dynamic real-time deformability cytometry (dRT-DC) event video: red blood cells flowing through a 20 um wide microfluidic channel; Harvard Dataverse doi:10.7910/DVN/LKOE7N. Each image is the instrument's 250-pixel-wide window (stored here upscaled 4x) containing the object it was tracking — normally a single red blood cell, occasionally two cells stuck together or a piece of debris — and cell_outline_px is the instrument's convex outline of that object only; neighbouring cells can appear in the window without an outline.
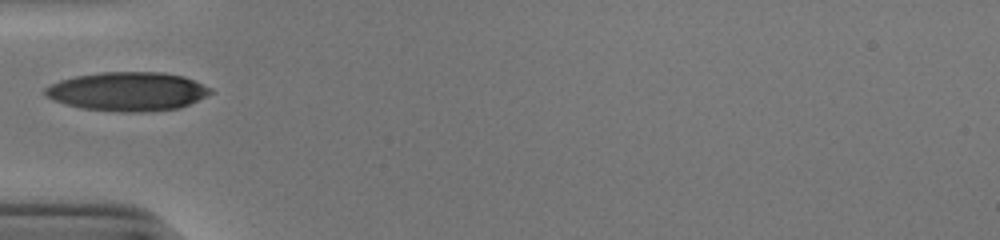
{"species": "human", "species_latin": "Homo sapiens", "temperature_condition": "cold", "stored_images_in_passage": 31, "camera_frame_rate_fps": 3000, "um_per_image_px": 0.085, "donor": {"sex": "male"}, "frame": {"image": 1, "passage_image": 1, "time_ms": 0.0, "image_size_px": [1000, 240], "cell_outline_px": [[200, 92], [192, 100], [184, 104], [160, 108], [104, 108], [80, 104], [56, 96], [48, 92], [52, 88], [60, 84], [72, 80], [92, 76], [176, 76], [188, 80], [196, 84], [200, 88]], "centroid_in_image_um": [10.89, 7.78], "position_along_channel_um": 74.1, "area_um2": 28.61}}
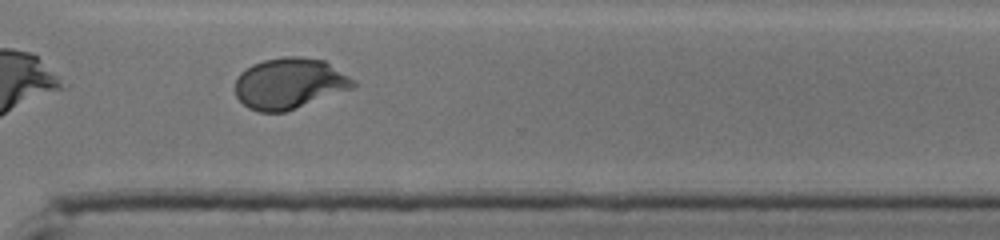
{"frame": {"image": 2, "passage_image": 22, "time_ms": 7.0, "image_size_px": [1000, 240], "cell_outline_px": [[340, 76], [336, 80], [292, 108], [276, 112], [268, 112], [252, 108], [240, 100], [236, 92], [236, 84], [240, 76], [244, 72], [256, 64], [272, 60], [320, 60]], "centroid_in_image_um": [24.04, 7.1], "position_along_channel_um": 346.6, "area_um2": 27.69}}